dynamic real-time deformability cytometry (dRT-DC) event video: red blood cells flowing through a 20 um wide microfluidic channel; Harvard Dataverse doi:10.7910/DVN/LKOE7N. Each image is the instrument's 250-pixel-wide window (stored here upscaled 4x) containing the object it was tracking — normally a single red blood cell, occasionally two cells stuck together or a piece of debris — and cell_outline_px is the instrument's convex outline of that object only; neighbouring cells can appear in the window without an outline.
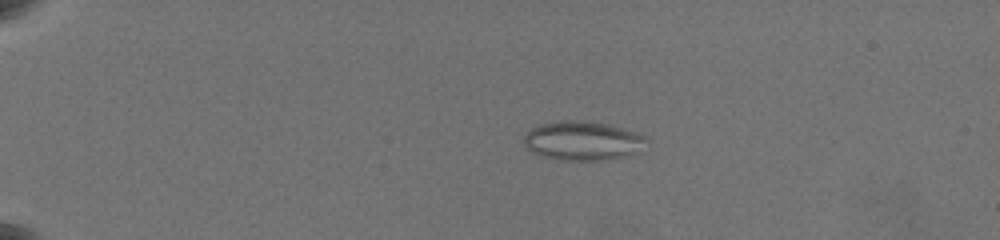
{"species": "common noctule bat (a hibernating species)", "species_latin": "Nyctalus noctula", "temperature_condition": "warm", "stored_images_in_passage": 29, "camera_frame_rate_fps": 3000, "um_per_image_px": 0.085, "animal": {"sex": "female", "body_mass_g": 19.5, "forearm_length_mm": 54.1}, "frame": {"image": 1, "passage_image": 8, "time_ms": 5.0, "image_size_px": [1000, 240], "cell_outline_px": [[648, 140], [628, 152], [620, 156], [608, 160], [560, 160], [544, 156], [532, 152], [524, 144], [524, 136], [532, 128], [544, 124], [568, 120], [608, 124], [640, 132]], "centroid_in_image_um": [49.47, 11.96], "position_along_channel_um": 35.5, "area_um2": 26.93}}
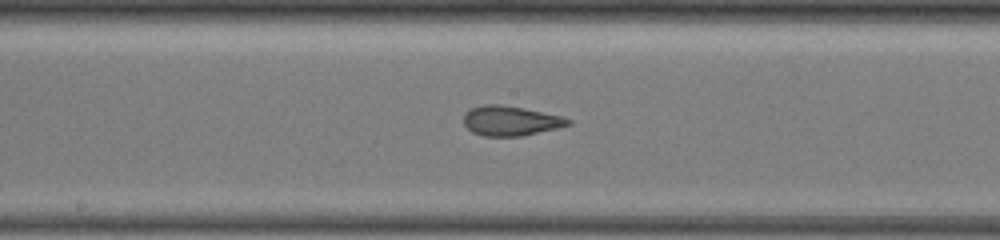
{"frame": {"image": 2, "passage_image": 18, "time_ms": 12.0, "image_size_px": [1000, 240], "cell_outline_px": [[572, 124], [560, 128], [520, 136], [484, 136], [472, 132], [464, 124], [464, 112], [472, 108], [484, 104], [500, 104], [524, 108], [560, 116], [572, 120]], "centroid_in_image_um": [43.4, 10.27], "position_along_channel_um": 204.8, "area_um2": 18.15}}
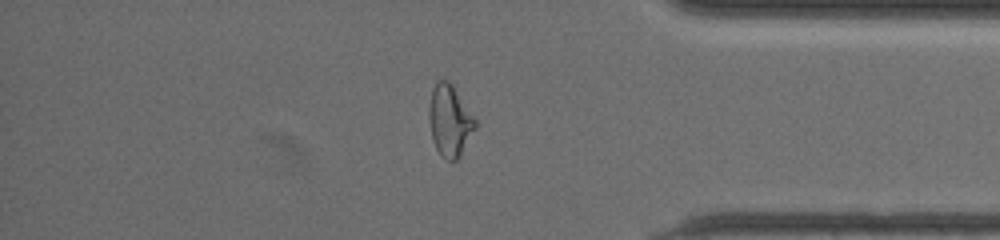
{"frame": {"image": 3, "passage_image": 26, "time_ms": 17.667, "image_size_px": [1000, 240], "cell_outline_px": [[476, 128], [456, 160], [444, 160], [440, 156], [432, 140], [428, 116], [428, 108], [432, 88], [440, 80], [448, 80], [452, 84], [476, 120]], "centroid_in_image_um": [38.2, 10.26], "position_along_channel_um": 397.0, "area_um2": 19.13}, "authors_computed_cell_mechanics": {"area_um2": 21.5016, "velocity_mm_per_s": 3.6217, "shape_relaxation_time_tau1_ms": null, "shape_relaxation_time_tau2_ms": 0.8569, "deformation_change_tau1": null, "deformation_change_tau2": 0.0749}}